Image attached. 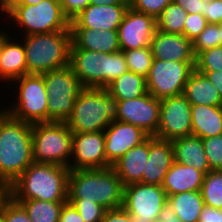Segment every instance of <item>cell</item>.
<instances>
[{
	"label": "cell",
	"instance_id": "obj_1",
	"mask_svg": "<svg viewBox=\"0 0 222 222\" xmlns=\"http://www.w3.org/2000/svg\"><path fill=\"white\" fill-rule=\"evenodd\" d=\"M32 124L0 114V183L12 184L32 163Z\"/></svg>",
	"mask_w": 222,
	"mask_h": 222
},
{
	"label": "cell",
	"instance_id": "obj_2",
	"mask_svg": "<svg viewBox=\"0 0 222 222\" xmlns=\"http://www.w3.org/2000/svg\"><path fill=\"white\" fill-rule=\"evenodd\" d=\"M69 168L52 163L32 162L12 183L13 200L38 199L67 202Z\"/></svg>",
	"mask_w": 222,
	"mask_h": 222
},
{
	"label": "cell",
	"instance_id": "obj_3",
	"mask_svg": "<svg viewBox=\"0 0 222 222\" xmlns=\"http://www.w3.org/2000/svg\"><path fill=\"white\" fill-rule=\"evenodd\" d=\"M124 186L113 167L70 170L67 199L96 202L106 210L123 206Z\"/></svg>",
	"mask_w": 222,
	"mask_h": 222
},
{
	"label": "cell",
	"instance_id": "obj_4",
	"mask_svg": "<svg viewBox=\"0 0 222 222\" xmlns=\"http://www.w3.org/2000/svg\"><path fill=\"white\" fill-rule=\"evenodd\" d=\"M118 104L105 88L84 87L66 124L73 133L104 131L117 120Z\"/></svg>",
	"mask_w": 222,
	"mask_h": 222
},
{
	"label": "cell",
	"instance_id": "obj_5",
	"mask_svg": "<svg viewBox=\"0 0 222 222\" xmlns=\"http://www.w3.org/2000/svg\"><path fill=\"white\" fill-rule=\"evenodd\" d=\"M71 30L23 36L27 74L42 75L70 64Z\"/></svg>",
	"mask_w": 222,
	"mask_h": 222
},
{
	"label": "cell",
	"instance_id": "obj_6",
	"mask_svg": "<svg viewBox=\"0 0 222 222\" xmlns=\"http://www.w3.org/2000/svg\"><path fill=\"white\" fill-rule=\"evenodd\" d=\"M83 87L105 88L128 71L123 51L104 53L70 49V64Z\"/></svg>",
	"mask_w": 222,
	"mask_h": 222
},
{
	"label": "cell",
	"instance_id": "obj_7",
	"mask_svg": "<svg viewBox=\"0 0 222 222\" xmlns=\"http://www.w3.org/2000/svg\"><path fill=\"white\" fill-rule=\"evenodd\" d=\"M16 27L26 35L70 30V21L63 14L60 0H44L36 5H0Z\"/></svg>",
	"mask_w": 222,
	"mask_h": 222
},
{
	"label": "cell",
	"instance_id": "obj_8",
	"mask_svg": "<svg viewBox=\"0 0 222 222\" xmlns=\"http://www.w3.org/2000/svg\"><path fill=\"white\" fill-rule=\"evenodd\" d=\"M73 132L66 122L32 124V151L36 163L69 167L72 157Z\"/></svg>",
	"mask_w": 222,
	"mask_h": 222
},
{
	"label": "cell",
	"instance_id": "obj_9",
	"mask_svg": "<svg viewBox=\"0 0 222 222\" xmlns=\"http://www.w3.org/2000/svg\"><path fill=\"white\" fill-rule=\"evenodd\" d=\"M13 82V83H12ZM16 100L4 111L13 118L30 124L48 122V94L43 75L27 74L16 78Z\"/></svg>",
	"mask_w": 222,
	"mask_h": 222
},
{
	"label": "cell",
	"instance_id": "obj_10",
	"mask_svg": "<svg viewBox=\"0 0 222 222\" xmlns=\"http://www.w3.org/2000/svg\"><path fill=\"white\" fill-rule=\"evenodd\" d=\"M43 75L48 94V122H66L75 100L84 88L71 66L50 70Z\"/></svg>",
	"mask_w": 222,
	"mask_h": 222
},
{
	"label": "cell",
	"instance_id": "obj_11",
	"mask_svg": "<svg viewBox=\"0 0 222 222\" xmlns=\"http://www.w3.org/2000/svg\"><path fill=\"white\" fill-rule=\"evenodd\" d=\"M195 63L153 59L146 78L147 92L159 100L183 94Z\"/></svg>",
	"mask_w": 222,
	"mask_h": 222
},
{
	"label": "cell",
	"instance_id": "obj_12",
	"mask_svg": "<svg viewBox=\"0 0 222 222\" xmlns=\"http://www.w3.org/2000/svg\"><path fill=\"white\" fill-rule=\"evenodd\" d=\"M192 135L191 104L184 94L160 100V119L154 135L163 140Z\"/></svg>",
	"mask_w": 222,
	"mask_h": 222
},
{
	"label": "cell",
	"instance_id": "obj_13",
	"mask_svg": "<svg viewBox=\"0 0 222 222\" xmlns=\"http://www.w3.org/2000/svg\"><path fill=\"white\" fill-rule=\"evenodd\" d=\"M166 202L167 195L161 185L134 183L124 187L122 207L131 216L157 222Z\"/></svg>",
	"mask_w": 222,
	"mask_h": 222
},
{
	"label": "cell",
	"instance_id": "obj_14",
	"mask_svg": "<svg viewBox=\"0 0 222 222\" xmlns=\"http://www.w3.org/2000/svg\"><path fill=\"white\" fill-rule=\"evenodd\" d=\"M159 119L160 100L149 92L137 98L119 101L117 120L140 127L150 136L156 134Z\"/></svg>",
	"mask_w": 222,
	"mask_h": 222
},
{
	"label": "cell",
	"instance_id": "obj_15",
	"mask_svg": "<svg viewBox=\"0 0 222 222\" xmlns=\"http://www.w3.org/2000/svg\"><path fill=\"white\" fill-rule=\"evenodd\" d=\"M68 168L69 170L108 168L104 131L73 133L72 157Z\"/></svg>",
	"mask_w": 222,
	"mask_h": 222
},
{
	"label": "cell",
	"instance_id": "obj_16",
	"mask_svg": "<svg viewBox=\"0 0 222 222\" xmlns=\"http://www.w3.org/2000/svg\"><path fill=\"white\" fill-rule=\"evenodd\" d=\"M155 30L156 19L153 16L129 7L117 30L121 51L150 46Z\"/></svg>",
	"mask_w": 222,
	"mask_h": 222
},
{
	"label": "cell",
	"instance_id": "obj_17",
	"mask_svg": "<svg viewBox=\"0 0 222 222\" xmlns=\"http://www.w3.org/2000/svg\"><path fill=\"white\" fill-rule=\"evenodd\" d=\"M104 134L108 167H112L128 150L150 137L140 127L119 120L111 122L104 130Z\"/></svg>",
	"mask_w": 222,
	"mask_h": 222
},
{
	"label": "cell",
	"instance_id": "obj_18",
	"mask_svg": "<svg viewBox=\"0 0 222 222\" xmlns=\"http://www.w3.org/2000/svg\"><path fill=\"white\" fill-rule=\"evenodd\" d=\"M129 6L90 4L70 21V28L118 30Z\"/></svg>",
	"mask_w": 222,
	"mask_h": 222
},
{
	"label": "cell",
	"instance_id": "obj_19",
	"mask_svg": "<svg viewBox=\"0 0 222 222\" xmlns=\"http://www.w3.org/2000/svg\"><path fill=\"white\" fill-rule=\"evenodd\" d=\"M150 46L154 59L196 62L192 41L182 34L166 33L156 29Z\"/></svg>",
	"mask_w": 222,
	"mask_h": 222
},
{
	"label": "cell",
	"instance_id": "obj_20",
	"mask_svg": "<svg viewBox=\"0 0 222 222\" xmlns=\"http://www.w3.org/2000/svg\"><path fill=\"white\" fill-rule=\"evenodd\" d=\"M174 161L170 140L149 137V156L142 174L141 183L162 185L166 173Z\"/></svg>",
	"mask_w": 222,
	"mask_h": 222
},
{
	"label": "cell",
	"instance_id": "obj_21",
	"mask_svg": "<svg viewBox=\"0 0 222 222\" xmlns=\"http://www.w3.org/2000/svg\"><path fill=\"white\" fill-rule=\"evenodd\" d=\"M71 49H84L104 53L121 51L117 30H99L90 28H70Z\"/></svg>",
	"mask_w": 222,
	"mask_h": 222
},
{
	"label": "cell",
	"instance_id": "obj_22",
	"mask_svg": "<svg viewBox=\"0 0 222 222\" xmlns=\"http://www.w3.org/2000/svg\"><path fill=\"white\" fill-rule=\"evenodd\" d=\"M4 31V43L0 55V81L10 83L16 78L27 75V63L22 39L19 43ZM15 38V39H14ZM13 40V41H12ZM16 40V41H15Z\"/></svg>",
	"mask_w": 222,
	"mask_h": 222
},
{
	"label": "cell",
	"instance_id": "obj_23",
	"mask_svg": "<svg viewBox=\"0 0 222 222\" xmlns=\"http://www.w3.org/2000/svg\"><path fill=\"white\" fill-rule=\"evenodd\" d=\"M205 174L193 166L173 161L164 177L162 187L167 197L181 192L201 190Z\"/></svg>",
	"mask_w": 222,
	"mask_h": 222
},
{
	"label": "cell",
	"instance_id": "obj_24",
	"mask_svg": "<svg viewBox=\"0 0 222 222\" xmlns=\"http://www.w3.org/2000/svg\"><path fill=\"white\" fill-rule=\"evenodd\" d=\"M149 156V138L142 144L128 150L112 167L123 186L141 183Z\"/></svg>",
	"mask_w": 222,
	"mask_h": 222
},
{
	"label": "cell",
	"instance_id": "obj_25",
	"mask_svg": "<svg viewBox=\"0 0 222 222\" xmlns=\"http://www.w3.org/2000/svg\"><path fill=\"white\" fill-rule=\"evenodd\" d=\"M173 146L174 161L186 165L193 166L196 170L204 174L210 171L202 139L200 137L190 135L176 138L171 141Z\"/></svg>",
	"mask_w": 222,
	"mask_h": 222
},
{
	"label": "cell",
	"instance_id": "obj_26",
	"mask_svg": "<svg viewBox=\"0 0 222 222\" xmlns=\"http://www.w3.org/2000/svg\"><path fill=\"white\" fill-rule=\"evenodd\" d=\"M183 94L191 105L222 106V97L216 87L196 69L188 77Z\"/></svg>",
	"mask_w": 222,
	"mask_h": 222
},
{
	"label": "cell",
	"instance_id": "obj_27",
	"mask_svg": "<svg viewBox=\"0 0 222 222\" xmlns=\"http://www.w3.org/2000/svg\"><path fill=\"white\" fill-rule=\"evenodd\" d=\"M192 135L201 139L222 134V106L191 105Z\"/></svg>",
	"mask_w": 222,
	"mask_h": 222
},
{
	"label": "cell",
	"instance_id": "obj_28",
	"mask_svg": "<svg viewBox=\"0 0 222 222\" xmlns=\"http://www.w3.org/2000/svg\"><path fill=\"white\" fill-rule=\"evenodd\" d=\"M167 202L183 222H198L205 206L200 190L170 195Z\"/></svg>",
	"mask_w": 222,
	"mask_h": 222
},
{
	"label": "cell",
	"instance_id": "obj_29",
	"mask_svg": "<svg viewBox=\"0 0 222 222\" xmlns=\"http://www.w3.org/2000/svg\"><path fill=\"white\" fill-rule=\"evenodd\" d=\"M105 89L118 101L137 98L147 93L146 78L127 71L108 84Z\"/></svg>",
	"mask_w": 222,
	"mask_h": 222
},
{
	"label": "cell",
	"instance_id": "obj_30",
	"mask_svg": "<svg viewBox=\"0 0 222 222\" xmlns=\"http://www.w3.org/2000/svg\"><path fill=\"white\" fill-rule=\"evenodd\" d=\"M27 212L32 222H59L60 211L65 202L15 200Z\"/></svg>",
	"mask_w": 222,
	"mask_h": 222
},
{
	"label": "cell",
	"instance_id": "obj_31",
	"mask_svg": "<svg viewBox=\"0 0 222 222\" xmlns=\"http://www.w3.org/2000/svg\"><path fill=\"white\" fill-rule=\"evenodd\" d=\"M187 14L181 6L170 3L156 18V29L166 33L183 35Z\"/></svg>",
	"mask_w": 222,
	"mask_h": 222
},
{
	"label": "cell",
	"instance_id": "obj_32",
	"mask_svg": "<svg viewBox=\"0 0 222 222\" xmlns=\"http://www.w3.org/2000/svg\"><path fill=\"white\" fill-rule=\"evenodd\" d=\"M200 191L206 206L222 209V170L206 173Z\"/></svg>",
	"mask_w": 222,
	"mask_h": 222
},
{
	"label": "cell",
	"instance_id": "obj_33",
	"mask_svg": "<svg viewBox=\"0 0 222 222\" xmlns=\"http://www.w3.org/2000/svg\"><path fill=\"white\" fill-rule=\"evenodd\" d=\"M128 71L147 78L153 62L151 46L123 51Z\"/></svg>",
	"mask_w": 222,
	"mask_h": 222
},
{
	"label": "cell",
	"instance_id": "obj_34",
	"mask_svg": "<svg viewBox=\"0 0 222 222\" xmlns=\"http://www.w3.org/2000/svg\"><path fill=\"white\" fill-rule=\"evenodd\" d=\"M195 69L197 71L222 72V46L213 47L200 52L196 56Z\"/></svg>",
	"mask_w": 222,
	"mask_h": 222
},
{
	"label": "cell",
	"instance_id": "obj_35",
	"mask_svg": "<svg viewBox=\"0 0 222 222\" xmlns=\"http://www.w3.org/2000/svg\"><path fill=\"white\" fill-rule=\"evenodd\" d=\"M79 212L84 222H101L106 209L96 202L85 201L84 199H67Z\"/></svg>",
	"mask_w": 222,
	"mask_h": 222
},
{
	"label": "cell",
	"instance_id": "obj_36",
	"mask_svg": "<svg viewBox=\"0 0 222 222\" xmlns=\"http://www.w3.org/2000/svg\"><path fill=\"white\" fill-rule=\"evenodd\" d=\"M192 44L195 56L206 49L220 46L219 24H208Z\"/></svg>",
	"mask_w": 222,
	"mask_h": 222
},
{
	"label": "cell",
	"instance_id": "obj_37",
	"mask_svg": "<svg viewBox=\"0 0 222 222\" xmlns=\"http://www.w3.org/2000/svg\"><path fill=\"white\" fill-rule=\"evenodd\" d=\"M207 162L211 170H222V134L202 139Z\"/></svg>",
	"mask_w": 222,
	"mask_h": 222
},
{
	"label": "cell",
	"instance_id": "obj_38",
	"mask_svg": "<svg viewBox=\"0 0 222 222\" xmlns=\"http://www.w3.org/2000/svg\"><path fill=\"white\" fill-rule=\"evenodd\" d=\"M170 3H173V0H130L129 7L137 12L153 16L156 19Z\"/></svg>",
	"mask_w": 222,
	"mask_h": 222
},
{
	"label": "cell",
	"instance_id": "obj_39",
	"mask_svg": "<svg viewBox=\"0 0 222 222\" xmlns=\"http://www.w3.org/2000/svg\"><path fill=\"white\" fill-rule=\"evenodd\" d=\"M208 25L207 19L197 13V14H187L185 20L183 35L190 41H194L195 38L206 28Z\"/></svg>",
	"mask_w": 222,
	"mask_h": 222
},
{
	"label": "cell",
	"instance_id": "obj_40",
	"mask_svg": "<svg viewBox=\"0 0 222 222\" xmlns=\"http://www.w3.org/2000/svg\"><path fill=\"white\" fill-rule=\"evenodd\" d=\"M5 222H32L25 209L15 200L5 204Z\"/></svg>",
	"mask_w": 222,
	"mask_h": 222
},
{
	"label": "cell",
	"instance_id": "obj_41",
	"mask_svg": "<svg viewBox=\"0 0 222 222\" xmlns=\"http://www.w3.org/2000/svg\"><path fill=\"white\" fill-rule=\"evenodd\" d=\"M63 14L71 21L90 5V0H60Z\"/></svg>",
	"mask_w": 222,
	"mask_h": 222
},
{
	"label": "cell",
	"instance_id": "obj_42",
	"mask_svg": "<svg viewBox=\"0 0 222 222\" xmlns=\"http://www.w3.org/2000/svg\"><path fill=\"white\" fill-rule=\"evenodd\" d=\"M204 17L207 19L208 24L222 23V1L205 2Z\"/></svg>",
	"mask_w": 222,
	"mask_h": 222
},
{
	"label": "cell",
	"instance_id": "obj_43",
	"mask_svg": "<svg viewBox=\"0 0 222 222\" xmlns=\"http://www.w3.org/2000/svg\"><path fill=\"white\" fill-rule=\"evenodd\" d=\"M101 222H132V216L123 208L106 210Z\"/></svg>",
	"mask_w": 222,
	"mask_h": 222
},
{
	"label": "cell",
	"instance_id": "obj_44",
	"mask_svg": "<svg viewBox=\"0 0 222 222\" xmlns=\"http://www.w3.org/2000/svg\"><path fill=\"white\" fill-rule=\"evenodd\" d=\"M59 222H84V220L75 207L67 201L60 211Z\"/></svg>",
	"mask_w": 222,
	"mask_h": 222
},
{
	"label": "cell",
	"instance_id": "obj_45",
	"mask_svg": "<svg viewBox=\"0 0 222 222\" xmlns=\"http://www.w3.org/2000/svg\"><path fill=\"white\" fill-rule=\"evenodd\" d=\"M173 3L181 6L188 14H201L204 16L205 2L202 0H173Z\"/></svg>",
	"mask_w": 222,
	"mask_h": 222
},
{
	"label": "cell",
	"instance_id": "obj_46",
	"mask_svg": "<svg viewBox=\"0 0 222 222\" xmlns=\"http://www.w3.org/2000/svg\"><path fill=\"white\" fill-rule=\"evenodd\" d=\"M198 222H222V209L205 205Z\"/></svg>",
	"mask_w": 222,
	"mask_h": 222
},
{
	"label": "cell",
	"instance_id": "obj_47",
	"mask_svg": "<svg viewBox=\"0 0 222 222\" xmlns=\"http://www.w3.org/2000/svg\"><path fill=\"white\" fill-rule=\"evenodd\" d=\"M157 222H183L180 220L173 208L169 205L168 202L163 206L162 210L159 213Z\"/></svg>",
	"mask_w": 222,
	"mask_h": 222
},
{
	"label": "cell",
	"instance_id": "obj_48",
	"mask_svg": "<svg viewBox=\"0 0 222 222\" xmlns=\"http://www.w3.org/2000/svg\"><path fill=\"white\" fill-rule=\"evenodd\" d=\"M205 74L210 82L216 87L222 97V72L220 71H198Z\"/></svg>",
	"mask_w": 222,
	"mask_h": 222
},
{
	"label": "cell",
	"instance_id": "obj_49",
	"mask_svg": "<svg viewBox=\"0 0 222 222\" xmlns=\"http://www.w3.org/2000/svg\"><path fill=\"white\" fill-rule=\"evenodd\" d=\"M11 198V187L7 183H0V212Z\"/></svg>",
	"mask_w": 222,
	"mask_h": 222
},
{
	"label": "cell",
	"instance_id": "obj_50",
	"mask_svg": "<svg viewBox=\"0 0 222 222\" xmlns=\"http://www.w3.org/2000/svg\"><path fill=\"white\" fill-rule=\"evenodd\" d=\"M44 0H0V5H36Z\"/></svg>",
	"mask_w": 222,
	"mask_h": 222
},
{
	"label": "cell",
	"instance_id": "obj_51",
	"mask_svg": "<svg viewBox=\"0 0 222 222\" xmlns=\"http://www.w3.org/2000/svg\"><path fill=\"white\" fill-rule=\"evenodd\" d=\"M94 5H130V0H90Z\"/></svg>",
	"mask_w": 222,
	"mask_h": 222
},
{
	"label": "cell",
	"instance_id": "obj_52",
	"mask_svg": "<svg viewBox=\"0 0 222 222\" xmlns=\"http://www.w3.org/2000/svg\"><path fill=\"white\" fill-rule=\"evenodd\" d=\"M5 29H2L0 31V55H1V51H2V48H3V43H4V31Z\"/></svg>",
	"mask_w": 222,
	"mask_h": 222
},
{
	"label": "cell",
	"instance_id": "obj_53",
	"mask_svg": "<svg viewBox=\"0 0 222 222\" xmlns=\"http://www.w3.org/2000/svg\"><path fill=\"white\" fill-rule=\"evenodd\" d=\"M132 222H151L150 220H144L142 218H137L135 216H132Z\"/></svg>",
	"mask_w": 222,
	"mask_h": 222
},
{
	"label": "cell",
	"instance_id": "obj_54",
	"mask_svg": "<svg viewBox=\"0 0 222 222\" xmlns=\"http://www.w3.org/2000/svg\"><path fill=\"white\" fill-rule=\"evenodd\" d=\"M0 222H5V206L3 208V211L0 212Z\"/></svg>",
	"mask_w": 222,
	"mask_h": 222
},
{
	"label": "cell",
	"instance_id": "obj_55",
	"mask_svg": "<svg viewBox=\"0 0 222 222\" xmlns=\"http://www.w3.org/2000/svg\"><path fill=\"white\" fill-rule=\"evenodd\" d=\"M220 46H222V23L219 24Z\"/></svg>",
	"mask_w": 222,
	"mask_h": 222
},
{
	"label": "cell",
	"instance_id": "obj_56",
	"mask_svg": "<svg viewBox=\"0 0 222 222\" xmlns=\"http://www.w3.org/2000/svg\"><path fill=\"white\" fill-rule=\"evenodd\" d=\"M203 2H212V1H214V0H202Z\"/></svg>",
	"mask_w": 222,
	"mask_h": 222
},
{
	"label": "cell",
	"instance_id": "obj_57",
	"mask_svg": "<svg viewBox=\"0 0 222 222\" xmlns=\"http://www.w3.org/2000/svg\"><path fill=\"white\" fill-rule=\"evenodd\" d=\"M3 112H4V108H1L0 109V114L3 113Z\"/></svg>",
	"mask_w": 222,
	"mask_h": 222
}]
</instances>
